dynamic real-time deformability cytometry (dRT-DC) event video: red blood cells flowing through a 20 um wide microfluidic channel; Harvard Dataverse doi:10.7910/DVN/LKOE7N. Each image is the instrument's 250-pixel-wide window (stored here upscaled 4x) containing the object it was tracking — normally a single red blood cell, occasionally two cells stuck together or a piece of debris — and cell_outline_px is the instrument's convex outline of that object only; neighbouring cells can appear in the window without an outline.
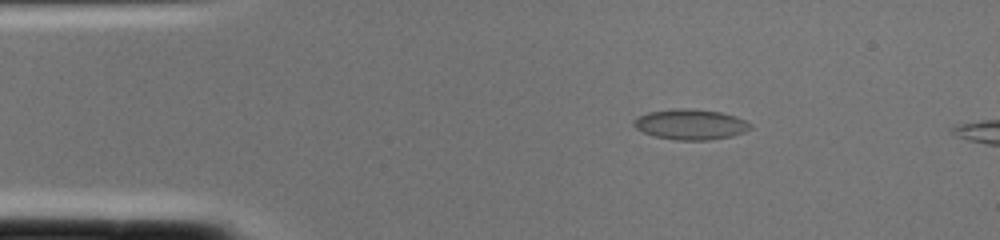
{"species": "common noctule bat (a hibernating species)", "species_latin": "Nyctalus noctula", "temperature_condition": "cold", "stored_images_in_passage": 2, "camera_frame_rate_fps": 3000, "um_per_image_px": 0.085, "animal": {"sex": "female", "body_mass_g": 22.0, "forearm_length_mm": 56.7}, "frame": {"image": 1, "passage_image": 1, "time_ms": 0.0, "image_size_px": [1000, 240], "cell_outline_px": [[752, 128], [744, 132], [732, 136], [708, 140], [676, 140], [656, 136], [644, 132], [636, 128], [632, 124], [632, 120], [636, 116], [648, 112], [676, 108], [688, 108], [720, 112], [736, 116], [752, 124]], "centroid_in_image_um": [58.68, 10.56], "position_along_channel_um": 26.3, "area_um2": 20.75}}